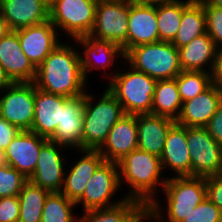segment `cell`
Wrapping results in <instances>:
<instances>
[{"label":"cell","mask_w":222,"mask_h":222,"mask_svg":"<svg viewBox=\"0 0 222 222\" xmlns=\"http://www.w3.org/2000/svg\"><path fill=\"white\" fill-rule=\"evenodd\" d=\"M182 71H204L214 74L219 50L207 33L178 48ZM209 65L205 69V65ZM210 70V71H209Z\"/></svg>","instance_id":"26"},{"label":"cell","mask_w":222,"mask_h":222,"mask_svg":"<svg viewBox=\"0 0 222 222\" xmlns=\"http://www.w3.org/2000/svg\"><path fill=\"white\" fill-rule=\"evenodd\" d=\"M22 51L37 68L61 42L56 27L50 20L15 31Z\"/></svg>","instance_id":"16"},{"label":"cell","mask_w":222,"mask_h":222,"mask_svg":"<svg viewBox=\"0 0 222 222\" xmlns=\"http://www.w3.org/2000/svg\"><path fill=\"white\" fill-rule=\"evenodd\" d=\"M49 193L47 189L28 180L18 195L20 201L18 222H41L42 210Z\"/></svg>","instance_id":"30"},{"label":"cell","mask_w":222,"mask_h":222,"mask_svg":"<svg viewBox=\"0 0 222 222\" xmlns=\"http://www.w3.org/2000/svg\"><path fill=\"white\" fill-rule=\"evenodd\" d=\"M80 55L74 47L61 42L37 67L36 88L68 98L85 94L87 81L82 73Z\"/></svg>","instance_id":"1"},{"label":"cell","mask_w":222,"mask_h":222,"mask_svg":"<svg viewBox=\"0 0 222 222\" xmlns=\"http://www.w3.org/2000/svg\"><path fill=\"white\" fill-rule=\"evenodd\" d=\"M145 4L171 3L179 0H136Z\"/></svg>","instance_id":"46"},{"label":"cell","mask_w":222,"mask_h":222,"mask_svg":"<svg viewBox=\"0 0 222 222\" xmlns=\"http://www.w3.org/2000/svg\"><path fill=\"white\" fill-rule=\"evenodd\" d=\"M177 88L183 102L193 99L213 83V74L204 71H181L176 77Z\"/></svg>","instance_id":"33"},{"label":"cell","mask_w":222,"mask_h":222,"mask_svg":"<svg viewBox=\"0 0 222 222\" xmlns=\"http://www.w3.org/2000/svg\"><path fill=\"white\" fill-rule=\"evenodd\" d=\"M0 66L13 82L35 81L37 68L22 51L15 31H9L0 40Z\"/></svg>","instance_id":"18"},{"label":"cell","mask_w":222,"mask_h":222,"mask_svg":"<svg viewBox=\"0 0 222 222\" xmlns=\"http://www.w3.org/2000/svg\"><path fill=\"white\" fill-rule=\"evenodd\" d=\"M206 197L222 211V174L205 178Z\"/></svg>","instance_id":"38"},{"label":"cell","mask_w":222,"mask_h":222,"mask_svg":"<svg viewBox=\"0 0 222 222\" xmlns=\"http://www.w3.org/2000/svg\"><path fill=\"white\" fill-rule=\"evenodd\" d=\"M138 149L161 157L167 134L175 120L153 114H138Z\"/></svg>","instance_id":"25"},{"label":"cell","mask_w":222,"mask_h":222,"mask_svg":"<svg viewBox=\"0 0 222 222\" xmlns=\"http://www.w3.org/2000/svg\"><path fill=\"white\" fill-rule=\"evenodd\" d=\"M191 176L210 177L222 174V146L205 127H187Z\"/></svg>","instance_id":"9"},{"label":"cell","mask_w":222,"mask_h":222,"mask_svg":"<svg viewBox=\"0 0 222 222\" xmlns=\"http://www.w3.org/2000/svg\"><path fill=\"white\" fill-rule=\"evenodd\" d=\"M202 5H212L222 8V0H198Z\"/></svg>","instance_id":"45"},{"label":"cell","mask_w":222,"mask_h":222,"mask_svg":"<svg viewBox=\"0 0 222 222\" xmlns=\"http://www.w3.org/2000/svg\"><path fill=\"white\" fill-rule=\"evenodd\" d=\"M221 100L222 90L213 83L201 94L183 102L176 123L185 127H205L218 109Z\"/></svg>","instance_id":"20"},{"label":"cell","mask_w":222,"mask_h":222,"mask_svg":"<svg viewBox=\"0 0 222 222\" xmlns=\"http://www.w3.org/2000/svg\"><path fill=\"white\" fill-rule=\"evenodd\" d=\"M209 134L222 146V100L215 114L205 126Z\"/></svg>","instance_id":"39"},{"label":"cell","mask_w":222,"mask_h":222,"mask_svg":"<svg viewBox=\"0 0 222 222\" xmlns=\"http://www.w3.org/2000/svg\"><path fill=\"white\" fill-rule=\"evenodd\" d=\"M82 158L71 166L70 170L64 174L61 193L69 200L77 202L84 194L88 181L96 169L105 161L98 150H82Z\"/></svg>","instance_id":"23"},{"label":"cell","mask_w":222,"mask_h":222,"mask_svg":"<svg viewBox=\"0 0 222 222\" xmlns=\"http://www.w3.org/2000/svg\"><path fill=\"white\" fill-rule=\"evenodd\" d=\"M27 181L22 173L0 160V198L18 196Z\"/></svg>","instance_id":"34"},{"label":"cell","mask_w":222,"mask_h":222,"mask_svg":"<svg viewBox=\"0 0 222 222\" xmlns=\"http://www.w3.org/2000/svg\"><path fill=\"white\" fill-rule=\"evenodd\" d=\"M222 211L207 197L182 222H220Z\"/></svg>","instance_id":"36"},{"label":"cell","mask_w":222,"mask_h":222,"mask_svg":"<svg viewBox=\"0 0 222 222\" xmlns=\"http://www.w3.org/2000/svg\"><path fill=\"white\" fill-rule=\"evenodd\" d=\"M191 1L179 0L171 3L157 4L159 41H173L180 27L182 11Z\"/></svg>","instance_id":"31"},{"label":"cell","mask_w":222,"mask_h":222,"mask_svg":"<svg viewBox=\"0 0 222 222\" xmlns=\"http://www.w3.org/2000/svg\"><path fill=\"white\" fill-rule=\"evenodd\" d=\"M20 201L18 196L0 198V222H18Z\"/></svg>","instance_id":"37"},{"label":"cell","mask_w":222,"mask_h":222,"mask_svg":"<svg viewBox=\"0 0 222 222\" xmlns=\"http://www.w3.org/2000/svg\"><path fill=\"white\" fill-rule=\"evenodd\" d=\"M75 202L61 192H50L45 200L41 222H78L74 216Z\"/></svg>","instance_id":"32"},{"label":"cell","mask_w":222,"mask_h":222,"mask_svg":"<svg viewBox=\"0 0 222 222\" xmlns=\"http://www.w3.org/2000/svg\"><path fill=\"white\" fill-rule=\"evenodd\" d=\"M129 68L127 72L108 73L107 89L122 104L126 114H151L157 80L130 65Z\"/></svg>","instance_id":"5"},{"label":"cell","mask_w":222,"mask_h":222,"mask_svg":"<svg viewBox=\"0 0 222 222\" xmlns=\"http://www.w3.org/2000/svg\"><path fill=\"white\" fill-rule=\"evenodd\" d=\"M146 219H153V214L146 208L132 222H144Z\"/></svg>","instance_id":"43"},{"label":"cell","mask_w":222,"mask_h":222,"mask_svg":"<svg viewBox=\"0 0 222 222\" xmlns=\"http://www.w3.org/2000/svg\"><path fill=\"white\" fill-rule=\"evenodd\" d=\"M0 97V117L20 131H30L34 118V82H14Z\"/></svg>","instance_id":"10"},{"label":"cell","mask_w":222,"mask_h":222,"mask_svg":"<svg viewBox=\"0 0 222 222\" xmlns=\"http://www.w3.org/2000/svg\"><path fill=\"white\" fill-rule=\"evenodd\" d=\"M78 44L83 47L84 55H80L81 59V69L85 80L87 81V74L91 70L96 69H106L115 63L116 57L120 56L125 59V54L123 49L118 44L112 41L98 40L90 35H85L83 37H78L74 39ZM117 55V56H116Z\"/></svg>","instance_id":"21"},{"label":"cell","mask_w":222,"mask_h":222,"mask_svg":"<svg viewBox=\"0 0 222 222\" xmlns=\"http://www.w3.org/2000/svg\"><path fill=\"white\" fill-rule=\"evenodd\" d=\"M49 10L43 0H0V13L10 31L48 21Z\"/></svg>","instance_id":"19"},{"label":"cell","mask_w":222,"mask_h":222,"mask_svg":"<svg viewBox=\"0 0 222 222\" xmlns=\"http://www.w3.org/2000/svg\"><path fill=\"white\" fill-rule=\"evenodd\" d=\"M58 144L48 140L40 149L34 173L28 179L33 184L50 192H60L63 186L64 157Z\"/></svg>","instance_id":"15"},{"label":"cell","mask_w":222,"mask_h":222,"mask_svg":"<svg viewBox=\"0 0 222 222\" xmlns=\"http://www.w3.org/2000/svg\"><path fill=\"white\" fill-rule=\"evenodd\" d=\"M159 42L157 4L129 0L127 52L138 45Z\"/></svg>","instance_id":"14"},{"label":"cell","mask_w":222,"mask_h":222,"mask_svg":"<svg viewBox=\"0 0 222 222\" xmlns=\"http://www.w3.org/2000/svg\"><path fill=\"white\" fill-rule=\"evenodd\" d=\"M176 78L157 80L152 98L151 114L177 120L182 109Z\"/></svg>","instance_id":"28"},{"label":"cell","mask_w":222,"mask_h":222,"mask_svg":"<svg viewBox=\"0 0 222 222\" xmlns=\"http://www.w3.org/2000/svg\"><path fill=\"white\" fill-rule=\"evenodd\" d=\"M119 167L117 162L104 161L88 181L83 196L76 202L82 204L83 211L108 208L122 202H111L115 192L119 191Z\"/></svg>","instance_id":"11"},{"label":"cell","mask_w":222,"mask_h":222,"mask_svg":"<svg viewBox=\"0 0 222 222\" xmlns=\"http://www.w3.org/2000/svg\"><path fill=\"white\" fill-rule=\"evenodd\" d=\"M138 148L136 115L125 114L111 128L107 140L98 150L105 161L118 162Z\"/></svg>","instance_id":"17"},{"label":"cell","mask_w":222,"mask_h":222,"mask_svg":"<svg viewBox=\"0 0 222 222\" xmlns=\"http://www.w3.org/2000/svg\"><path fill=\"white\" fill-rule=\"evenodd\" d=\"M14 82L7 75L4 69L0 66V91L3 92L7 87L11 86Z\"/></svg>","instance_id":"42"},{"label":"cell","mask_w":222,"mask_h":222,"mask_svg":"<svg viewBox=\"0 0 222 222\" xmlns=\"http://www.w3.org/2000/svg\"><path fill=\"white\" fill-rule=\"evenodd\" d=\"M49 7L55 0H43Z\"/></svg>","instance_id":"47"},{"label":"cell","mask_w":222,"mask_h":222,"mask_svg":"<svg viewBox=\"0 0 222 222\" xmlns=\"http://www.w3.org/2000/svg\"><path fill=\"white\" fill-rule=\"evenodd\" d=\"M98 0H55L49 10V20L58 32L62 30L72 40L89 35L94 27Z\"/></svg>","instance_id":"7"},{"label":"cell","mask_w":222,"mask_h":222,"mask_svg":"<svg viewBox=\"0 0 222 222\" xmlns=\"http://www.w3.org/2000/svg\"><path fill=\"white\" fill-rule=\"evenodd\" d=\"M117 163L120 185L125 181L131 187L124 197L139 200L147 208L156 198L158 187L163 189L167 181L161 176L164 172L160 157L137 148Z\"/></svg>","instance_id":"2"},{"label":"cell","mask_w":222,"mask_h":222,"mask_svg":"<svg viewBox=\"0 0 222 222\" xmlns=\"http://www.w3.org/2000/svg\"><path fill=\"white\" fill-rule=\"evenodd\" d=\"M214 83L222 90V50L217 57L216 68L213 74Z\"/></svg>","instance_id":"41"},{"label":"cell","mask_w":222,"mask_h":222,"mask_svg":"<svg viewBox=\"0 0 222 222\" xmlns=\"http://www.w3.org/2000/svg\"><path fill=\"white\" fill-rule=\"evenodd\" d=\"M19 132L17 127L0 117V156Z\"/></svg>","instance_id":"40"},{"label":"cell","mask_w":222,"mask_h":222,"mask_svg":"<svg viewBox=\"0 0 222 222\" xmlns=\"http://www.w3.org/2000/svg\"><path fill=\"white\" fill-rule=\"evenodd\" d=\"M47 141V138L32 131H20L4 150L0 160L29 179L35 171L40 149Z\"/></svg>","instance_id":"12"},{"label":"cell","mask_w":222,"mask_h":222,"mask_svg":"<svg viewBox=\"0 0 222 222\" xmlns=\"http://www.w3.org/2000/svg\"><path fill=\"white\" fill-rule=\"evenodd\" d=\"M162 191L166 196L167 219L161 214L162 207L156 199L147 207L153 214L155 222H182L183 219L206 198V185L204 177L183 176L167 181ZM163 215V216H162ZM157 220V221H156Z\"/></svg>","instance_id":"3"},{"label":"cell","mask_w":222,"mask_h":222,"mask_svg":"<svg viewBox=\"0 0 222 222\" xmlns=\"http://www.w3.org/2000/svg\"><path fill=\"white\" fill-rule=\"evenodd\" d=\"M129 0H98L94 27L95 39L112 41L127 53Z\"/></svg>","instance_id":"8"},{"label":"cell","mask_w":222,"mask_h":222,"mask_svg":"<svg viewBox=\"0 0 222 222\" xmlns=\"http://www.w3.org/2000/svg\"><path fill=\"white\" fill-rule=\"evenodd\" d=\"M187 127L175 123L169 130L161 154L162 169L169 167L176 177L191 176Z\"/></svg>","instance_id":"24"},{"label":"cell","mask_w":222,"mask_h":222,"mask_svg":"<svg viewBox=\"0 0 222 222\" xmlns=\"http://www.w3.org/2000/svg\"><path fill=\"white\" fill-rule=\"evenodd\" d=\"M205 33L207 31L204 7L198 0H192L182 11L180 27L171 43L181 48Z\"/></svg>","instance_id":"29"},{"label":"cell","mask_w":222,"mask_h":222,"mask_svg":"<svg viewBox=\"0 0 222 222\" xmlns=\"http://www.w3.org/2000/svg\"><path fill=\"white\" fill-rule=\"evenodd\" d=\"M127 64L155 80L176 78L182 71L179 51L171 42L141 44L125 54Z\"/></svg>","instance_id":"6"},{"label":"cell","mask_w":222,"mask_h":222,"mask_svg":"<svg viewBox=\"0 0 222 222\" xmlns=\"http://www.w3.org/2000/svg\"><path fill=\"white\" fill-rule=\"evenodd\" d=\"M203 7L207 34L213 40L215 47L220 51L222 50V8L212 5H203Z\"/></svg>","instance_id":"35"},{"label":"cell","mask_w":222,"mask_h":222,"mask_svg":"<svg viewBox=\"0 0 222 222\" xmlns=\"http://www.w3.org/2000/svg\"><path fill=\"white\" fill-rule=\"evenodd\" d=\"M146 207L135 199L125 198L117 205L83 211L78 222H132Z\"/></svg>","instance_id":"27"},{"label":"cell","mask_w":222,"mask_h":222,"mask_svg":"<svg viewBox=\"0 0 222 222\" xmlns=\"http://www.w3.org/2000/svg\"><path fill=\"white\" fill-rule=\"evenodd\" d=\"M85 110V94L76 97H65L62 107L61 123L48 138L59 146L72 147L82 151L83 114Z\"/></svg>","instance_id":"13"},{"label":"cell","mask_w":222,"mask_h":222,"mask_svg":"<svg viewBox=\"0 0 222 222\" xmlns=\"http://www.w3.org/2000/svg\"><path fill=\"white\" fill-rule=\"evenodd\" d=\"M64 96L44 92L34 83V118L32 132L49 138L61 123Z\"/></svg>","instance_id":"22"},{"label":"cell","mask_w":222,"mask_h":222,"mask_svg":"<svg viewBox=\"0 0 222 222\" xmlns=\"http://www.w3.org/2000/svg\"><path fill=\"white\" fill-rule=\"evenodd\" d=\"M10 31L7 22L0 13V40Z\"/></svg>","instance_id":"44"},{"label":"cell","mask_w":222,"mask_h":222,"mask_svg":"<svg viewBox=\"0 0 222 222\" xmlns=\"http://www.w3.org/2000/svg\"><path fill=\"white\" fill-rule=\"evenodd\" d=\"M104 92L94 103L95 97L85 93L82 150H99L107 140L111 128L126 114L122 104L107 88Z\"/></svg>","instance_id":"4"}]
</instances>
